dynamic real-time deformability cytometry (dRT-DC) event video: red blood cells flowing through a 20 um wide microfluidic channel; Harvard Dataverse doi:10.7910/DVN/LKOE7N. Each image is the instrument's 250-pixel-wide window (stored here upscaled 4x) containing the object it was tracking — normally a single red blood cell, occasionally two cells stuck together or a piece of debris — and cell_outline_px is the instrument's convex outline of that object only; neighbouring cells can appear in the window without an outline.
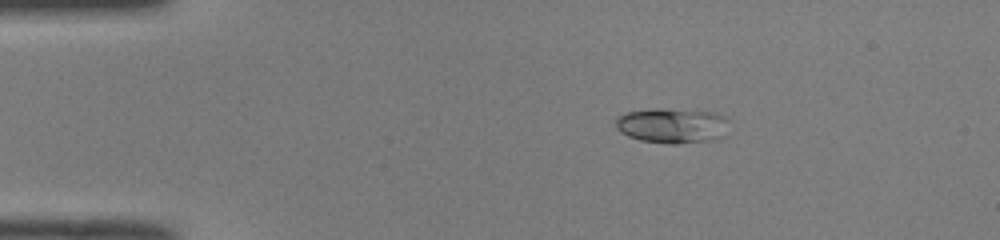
{"species": "common noctule bat (a hibernating species)", "species_latin": "Nyctalus noctula", "temperature_condition": "room temperature", "stored_images_in_passage": 44, "camera_frame_rate_fps": 3000, "um_per_image_px": 0.085, "animal": {"sex": "male", "body_mass_g": 19.0, "forearm_length_mm": 50.8}, "frame": {"image": 1, "passage_image": 2, "time_ms": 0.333, "image_size_px": [1000, 240], "cell_outline_px": [[728, 120], [724, 136], [712, 140], [676, 144], [672, 144], [640, 140], [628, 136], [620, 132], [616, 128], [616, 120], [624, 112], [656, 108], [660, 108], [720, 112], [728, 116]], "centroid_in_image_um": [57.17, 10.66], "position_along_channel_um": 27.8, "area_um2": 23.52}}
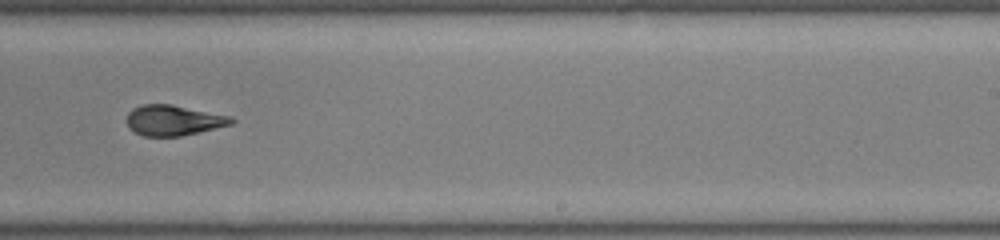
{"frame": {"image": 2, "passage_image": 25, "time_ms": 8.0, "image_size_px": [1000, 240], "cell_outline_px": [[236, 120], [232, 124], [200, 132], [180, 136], [144, 136], [128, 128], [124, 120], [128, 112], [132, 108], [140, 104], [172, 104], [232, 116]], "centroid_in_image_um": [14.72, 10.21], "position_along_channel_um": 274.3, "area_um2": 18.9}}
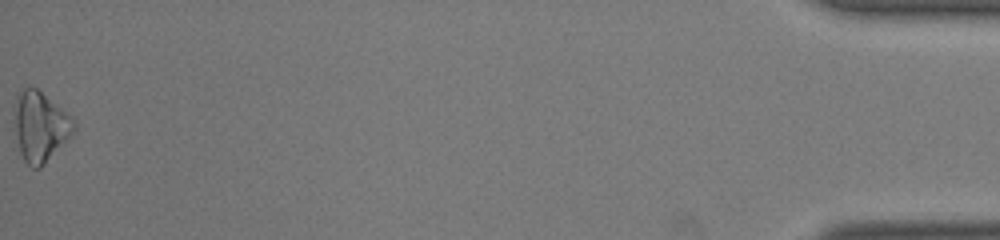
{"frame": {"image": 3, "passage_image": 44, "time_ms": 14.333, "image_size_px": [1000, 240], "cell_outline_px": [[76, 128], [44, 164], [40, 168], [32, 168], [24, 160], [20, 152], [16, 132], [16, 92], [24, 88], [36, 88], [76, 120]], "centroid_in_image_um": [3.43, 10.74], "position_along_channel_um": 431.8, "area_um2": 23.47}, "authors_computed_cell_mechanics": {"area_um2": 19.3052, "velocity_mm_per_s": 4.0145, "shape_relaxation_time_tau1_ms": 9.6931, "shape_relaxation_time_tau2_ms": 1.5286, "deformation_change_tau1": 0.2074, "deformation_change_tau2": 0.0882}}